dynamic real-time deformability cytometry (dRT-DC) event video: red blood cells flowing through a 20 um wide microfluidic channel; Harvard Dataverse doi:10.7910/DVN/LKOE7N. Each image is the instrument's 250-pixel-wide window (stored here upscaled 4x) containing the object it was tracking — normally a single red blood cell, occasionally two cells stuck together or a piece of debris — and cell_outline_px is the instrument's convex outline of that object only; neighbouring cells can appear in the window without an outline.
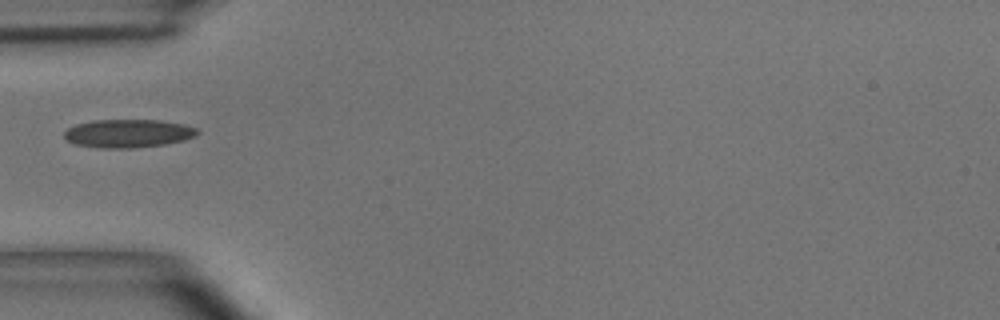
{"species": "common noctule bat (a hibernating species)", "species_latin": "Nyctalus noctula", "temperature_condition": "room temperature", "stored_images_in_passage": 34, "camera_frame_rate_fps": 3000, "um_per_image_px": 0.085, "animal": {"sex": "male", "body_mass_g": 15.6}, "frame": {"image": 1, "passage_image": 1, "time_ms": 0.0, "image_size_px": [1000, 320], "cell_outline_px": [[200, 132], [196, 136], [184, 140], [164, 144], [132, 148], [100, 148], [76, 144], [64, 140], [64, 132], [68, 128], [76, 124], [92, 120], [160, 120], [184, 124], [196, 128]], "centroid_in_image_um": [10.88, 11.34], "position_along_channel_um": 74.1, "area_um2": 22.02}}
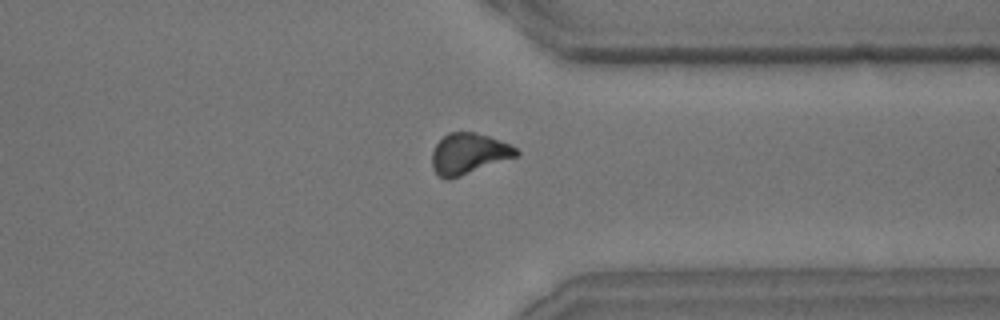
{"frame": {"image": 2, "passage_image": 23, "time_ms": 7.333, "image_size_px": [1000, 320], "cell_outline_px": [[520, 152], [516, 156], [460, 176], [448, 180], [444, 180], [432, 168], [432, 152], [436, 144], [448, 132], [472, 132], [488, 136], [500, 140], [516, 148]], "centroid_in_image_um": [39.8, 13.06], "position_along_channel_um": 371.6, "area_um2": 19.77}}
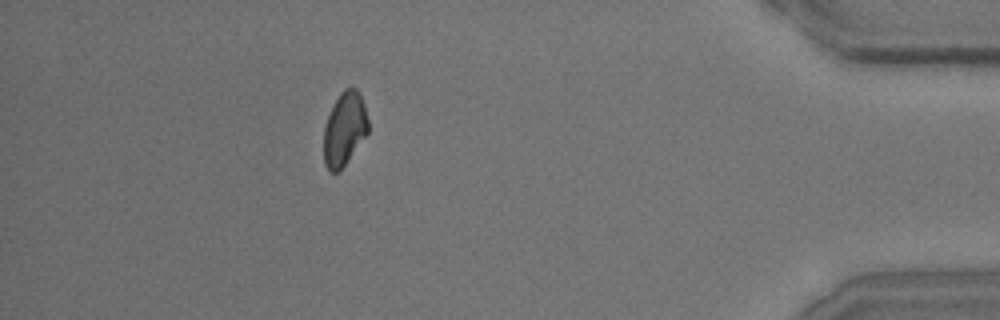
{"frame": {"image": 3, "passage_image": 29, "time_ms": 9.333, "image_size_px": [1000, 320], "cell_outline_px": [[368, 132], [344, 164], [336, 172], [328, 172], [324, 164], [324, 128], [328, 116], [340, 92], [344, 88], [356, 88], [360, 92], [364, 104], [368, 120]], "centroid_in_image_um": [29.27, 10.93], "position_along_channel_um": 405.9, "area_um2": 18.73}}